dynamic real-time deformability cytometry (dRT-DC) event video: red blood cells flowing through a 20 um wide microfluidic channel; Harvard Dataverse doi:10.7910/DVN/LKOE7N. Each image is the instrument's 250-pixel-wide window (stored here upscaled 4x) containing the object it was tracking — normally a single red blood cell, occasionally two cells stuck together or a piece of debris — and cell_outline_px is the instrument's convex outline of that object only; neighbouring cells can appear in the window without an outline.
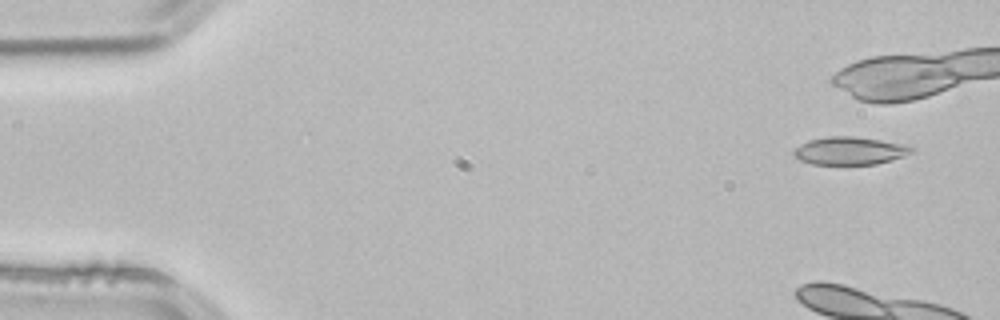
{"species": "common noctule bat (a hibernating species)", "species_latin": "Nyctalus noctula", "temperature_condition": "room temperature", "stored_images_in_passage": 6, "camera_frame_rate_fps": 3000, "um_per_image_px": 0.085, "animal": {"sex": "male", "body_mass_g": 21.5, "forearm_length_mm": 52.0}, "frame": {"image": 1, "passage_image": 1, "time_ms": 0.0, "image_size_px": [1000, 320], "cell_outline_px": [[916, 152], [892, 160], [876, 164], [812, 164], [800, 160], [792, 152], [800, 144], [808, 140], [828, 136], [856, 136], [912, 144], [916, 148]], "centroid_in_image_um": [72.35, 12.8], "position_along_channel_um": 12.7, "area_um2": 19.59}}